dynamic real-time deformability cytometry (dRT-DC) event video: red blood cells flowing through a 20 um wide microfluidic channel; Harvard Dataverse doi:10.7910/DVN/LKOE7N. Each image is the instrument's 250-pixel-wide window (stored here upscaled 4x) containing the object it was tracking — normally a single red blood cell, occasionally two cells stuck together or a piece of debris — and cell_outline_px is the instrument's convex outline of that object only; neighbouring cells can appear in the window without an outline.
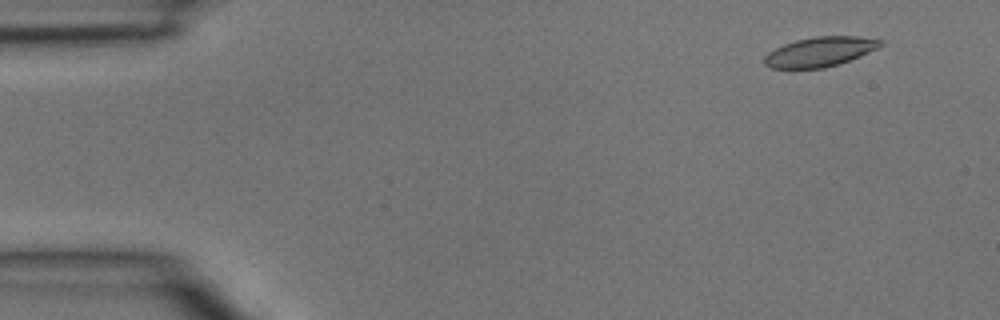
{"species": "common noctule bat (a hibernating species)", "species_latin": "Nyctalus noctula", "temperature_condition": "room temperature", "stored_images_in_passage": 4, "camera_frame_rate_fps": 3000, "um_per_image_px": 0.085, "animal": {"sex": "male", "body_mass_g": 15.6}, "frame": {"image": 1, "passage_image": 1, "time_ms": 0.0, "image_size_px": [1000, 320], "cell_outline_px": [[884, 44], [860, 56], [840, 64], [824, 68], [772, 68], [764, 64], [764, 56], [768, 52], [784, 44], [796, 40], [816, 36], [856, 36], [880, 40]], "centroid_in_image_um": [69.67, 4.4], "position_along_channel_um": 15.3, "area_um2": 19.88}}
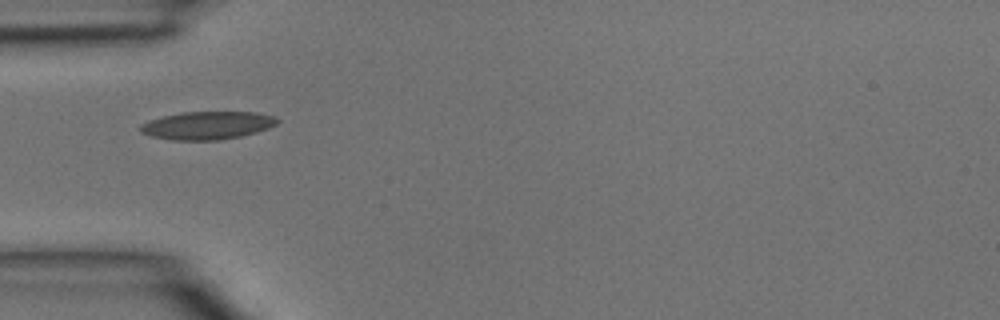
{"frame": {"image": 2, "passage_image": 4, "time_ms": 1.0, "image_size_px": [1000, 320], "cell_outline_px": [[280, 120], [276, 124], [268, 128], [256, 132], [240, 136], [220, 140], [172, 140], [152, 136], [140, 132], [140, 124], [148, 120], [180, 112], [256, 112], [276, 116]], "centroid_in_image_um": [17.62, 10.65], "position_along_channel_um": 67.4, "area_um2": 22.37}}